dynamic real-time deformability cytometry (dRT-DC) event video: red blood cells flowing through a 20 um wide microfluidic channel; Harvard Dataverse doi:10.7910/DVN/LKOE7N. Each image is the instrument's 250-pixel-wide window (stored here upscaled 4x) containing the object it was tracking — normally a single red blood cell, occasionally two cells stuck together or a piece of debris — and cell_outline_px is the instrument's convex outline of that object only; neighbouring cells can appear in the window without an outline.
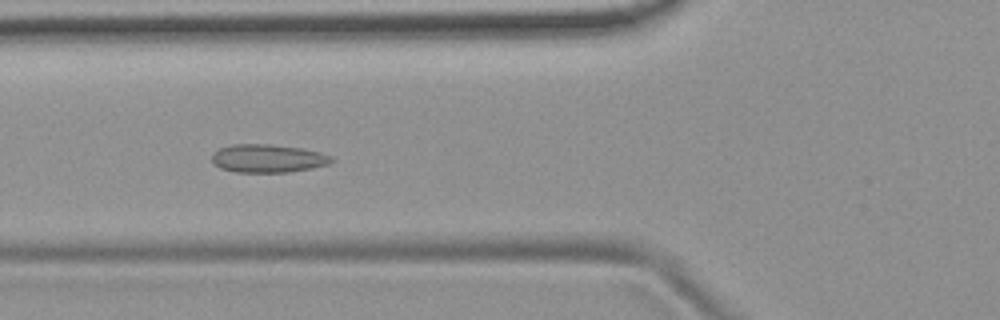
{"species": "common noctule bat (a hibernating species)", "species_latin": "Nyctalus noctula", "temperature_condition": "room temperature", "stored_images_in_passage": 34, "camera_frame_rate_fps": 3000, "um_per_image_px": 0.085, "animal": {"sex": "female", "body_mass_g": 19.9}, "frame": {"image": 1, "passage_image": 10, "time_ms": 3.0, "image_size_px": [1000, 320], "cell_outline_px": [[336, 160], [328, 164], [312, 168], [288, 172], [236, 172], [220, 168], [212, 164], [212, 152], [220, 148], [232, 144], [272, 144], [300, 148], [320, 152], [332, 156]], "centroid_in_image_um": [22.75, 13.46], "position_along_channel_um": 103.0, "area_um2": 19.83}}
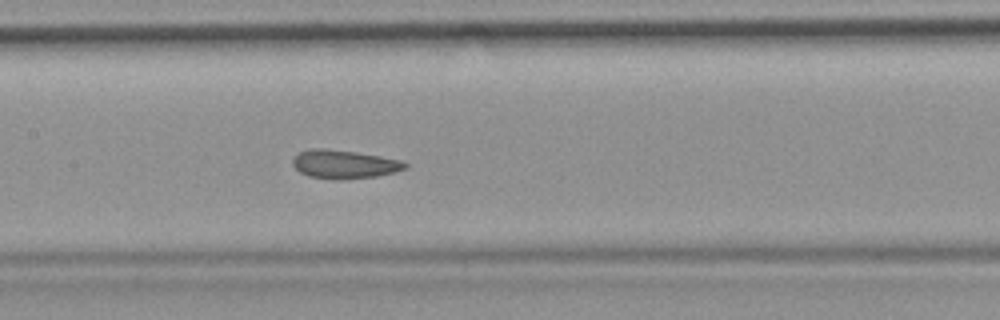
{"frame": {"image": 2, "passage_image": 16, "time_ms": 5.0, "image_size_px": [1000, 320], "cell_outline_px": [[408, 168], [396, 172], [376, 176], [344, 180], [308, 176], [300, 172], [292, 164], [292, 160], [300, 152], [312, 148], [324, 148], [356, 152], [404, 160], [408, 164]], "centroid_in_image_um": [29.31, 13.96], "position_along_channel_um": 178.1, "area_um2": 18.79}}
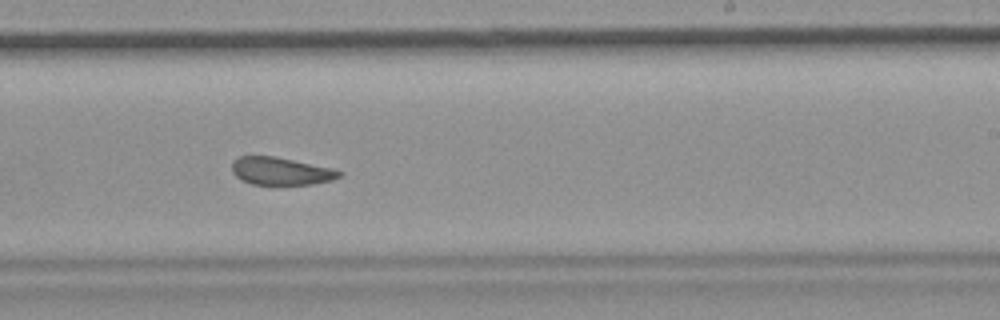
{"frame": {"image": 3, "passage_image": 23, "time_ms": 7.333, "image_size_px": [1000, 320], "cell_outline_px": [[344, 172], [340, 176], [332, 180], [312, 184], [252, 184], [240, 180], [232, 172], [232, 164], [240, 156], [276, 156], [332, 168]], "centroid_in_image_um": [23.88, 14.54], "position_along_channel_um": 265.1, "area_um2": 17.22}, "authors_computed_cell_mechanics": {"area_um2": 18.6405, "velocity_mm_per_s": 3.752, "shape_relaxation_time_tau1_ms": null, "shape_relaxation_time_tau2_ms": 1.8354, "deformation_change_tau1": null, "deformation_change_tau2": 0.0831}}